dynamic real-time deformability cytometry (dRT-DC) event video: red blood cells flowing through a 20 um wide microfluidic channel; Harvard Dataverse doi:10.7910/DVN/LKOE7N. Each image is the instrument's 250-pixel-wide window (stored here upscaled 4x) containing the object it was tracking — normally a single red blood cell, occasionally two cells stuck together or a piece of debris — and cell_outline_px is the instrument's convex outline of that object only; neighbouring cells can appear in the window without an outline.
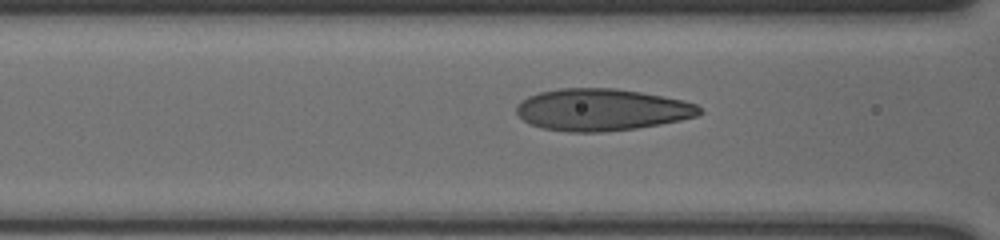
{"species": "human", "species_latin": "Homo sapiens", "temperature_condition": "cold", "stored_images_in_passage": 31, "camera_frame_rate_fps": 3000, "um_per_image_px": 0.085, "donor": {"sex": "male"}, "frame": {"image": 1, "passage_image": 25, "time_ms": 8.0, "image_size_px": [1000, 240], "cell_outline_px": [[704, 112], [696, 116], [680, 120], [660, 124], [636, 128], [600, 132], [568, 132], [544, 128], [528, 124], [516, 112], [516, 104], [528, 96], [540, 92], [560, 88], [616, 88], [640, 92], [684, 100], [696, 104]], "centroid_in_image_um": [51.13, 9.32], "position_along_channel_um": 115.5, "area_um2": 44.74}}
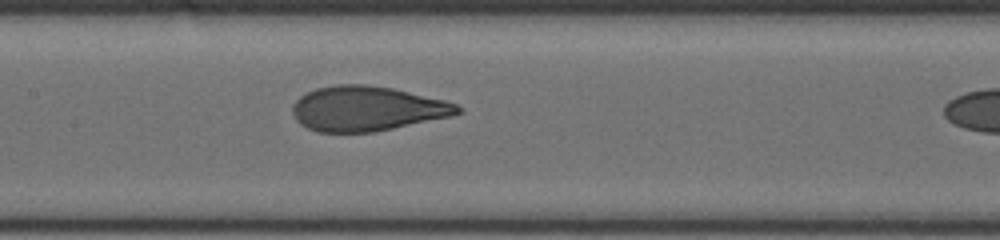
{"frame": {"image": 2, "passage_image": 30, "time_ms": 9.667, "image_size_px": [1000, 240], "cell_outline_px": [[464, 112], [452, 116], [372, 132], [316, 132], [300, 124], [296, 120], [292, 112], [292, 104], [304, 92], [316, 88], [340, 84], [368, 84], [392, 88], [444, 100], [456, 104]], "centroid_in_image_um": [31.16, 9.23], "position_along_channel_um": 176.2, "area_um2": 43.12}}